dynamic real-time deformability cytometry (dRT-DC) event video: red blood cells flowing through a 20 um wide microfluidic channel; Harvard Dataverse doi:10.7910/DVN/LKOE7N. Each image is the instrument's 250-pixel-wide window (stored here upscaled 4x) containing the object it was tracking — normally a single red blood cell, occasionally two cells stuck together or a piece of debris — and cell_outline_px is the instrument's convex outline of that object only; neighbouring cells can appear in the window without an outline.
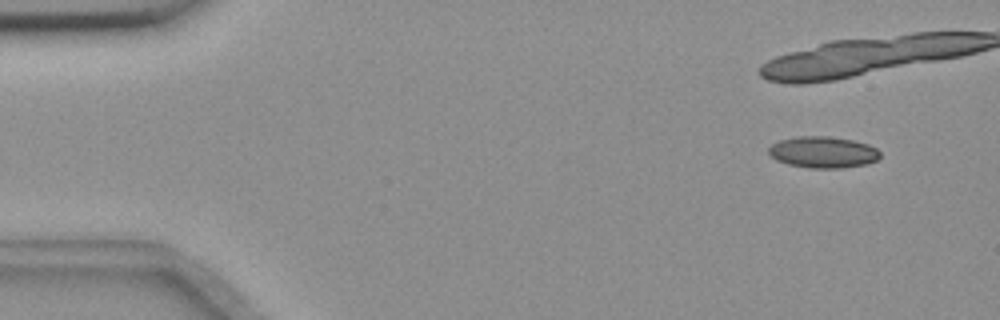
{"species": "common noctule bat (a hibernating species)", "species_latin": "Nyctalus noctula", "temperature_condition": "room temperature", "stored_images_in_passage": 14, "camera_frame_rate_fps": 3000, "um_per_image_px": 0.085, "animal": {"sex": "female", "body_mass_g": 18.4}, "frame": {"image": 1, "passage_image": 5, "time_ms": 1.333, "image_size_px": [1000, 320], "cell_outline_px": [[880, 156], [876, 160], [864, 164], [840, 168], [812, 168], [788, 164], [776, 160], [768, 152], [768, 148], [772, 144], [780, 140], [796, 136], [828, 136], [852, 140], [868, 144], [876, 148], [880, 152]], "centroid_in_image_um": [69.94, 12.93], "position_along_channel_um": 15.1, "area_um2": 20.29}}